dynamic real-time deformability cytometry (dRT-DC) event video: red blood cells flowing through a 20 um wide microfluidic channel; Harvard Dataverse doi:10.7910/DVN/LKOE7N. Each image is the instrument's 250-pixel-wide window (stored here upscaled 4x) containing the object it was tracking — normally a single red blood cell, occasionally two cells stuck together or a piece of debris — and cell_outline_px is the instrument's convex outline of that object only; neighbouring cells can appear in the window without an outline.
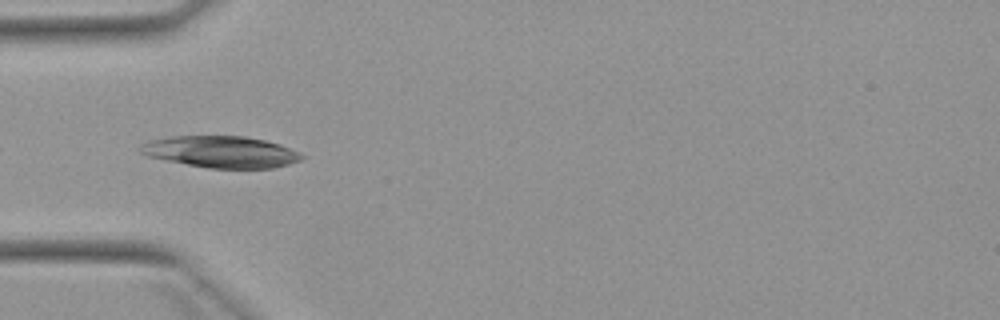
{"species": "Egyptian fruit bat (a non-hibernating species)", "species_latin": "Rousettus aegyptiacus", "temperature_condition": "warm", "stored_images_in_passage": 6, "camera_frame_rate_fps": 3000, "um_per_image_px": 0.085, "animal": {"sex": "female"}, "frame": {"image": 1, "passage_image": 4, "time_ms": 4.333, "image_size_px": [1000, 320], "cell_outline_px": [[304, 156], [300, 160], [288, 164], [272, 168], [208, 168], [148, 156], [140, 152], [140, 144], [152, 140], [172, 136], [244, 136], [264, 140], [280, 144], [300, 152]], "centroid_in_image_um": [18.81, 12.9], "position_along_channel_um": 66.2, "area_um2": 29.42}}
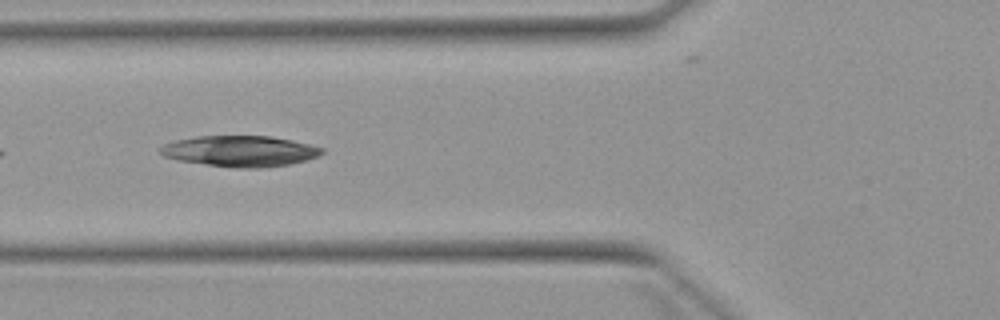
{"frame": {"image": 2, "passage_image": 5, "time_ms": 5.333, "image_size_px": [1000, 320], "cell_outline_px": [[324, 152], [308, 160], [288, 164], [260, 168], [236, 168], [176, 160], [164, 156], [160, 152], [160, 148], [164, 144], [176, 140], [196, 136], [268, 136], [292, 140], [324, 148]], "centroid_in_image_um": [20.4, 12.84], "position_along_channel_um": 105.4, "area_um2": 28.96}}
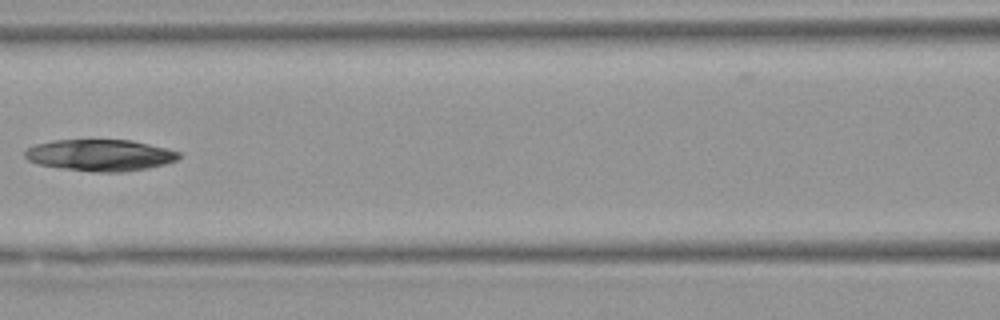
{"frame": {"image": 3, "passage_image": 6, "time_ms": 6.667, "image_size_px": [1000, 320], "cell_outline_px": [[180, 156], [176, 160], [164, 164], [148, 168], [120, 172], [96, 172], [64, 168], [40, 164], [28, 160], [24, 156], [24, 152], [28, 148], [36, 144], [52, 140], [132, 140], [180, 152]], "centroid_in_image_um": [8.5, 13.18], "position_along_channel_um": 158.1, "area_um2": 27.98}}